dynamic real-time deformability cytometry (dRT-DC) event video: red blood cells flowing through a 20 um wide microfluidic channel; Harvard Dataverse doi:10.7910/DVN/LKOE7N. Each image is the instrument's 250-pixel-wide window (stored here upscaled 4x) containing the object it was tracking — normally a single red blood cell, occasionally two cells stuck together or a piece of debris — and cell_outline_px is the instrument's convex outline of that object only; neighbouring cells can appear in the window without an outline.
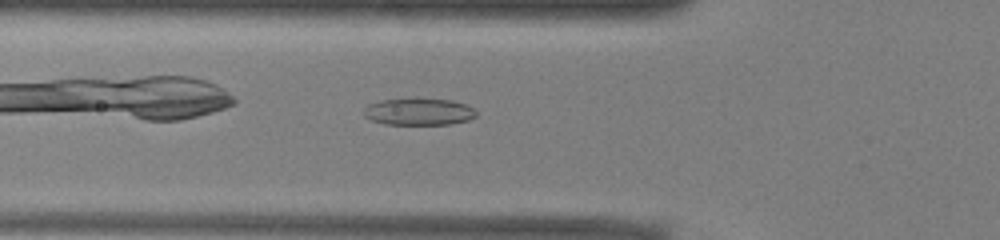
{"species": "common noctule bat (a hibernating species)", "species_latin": "Nyctalus noctula", "temperature_condition": "warm", "stored_images_in_passage": 33, "camera_frame_rate_fps": 3000, "um_per_image_px": 0.085, "animal": {"sex": "male", "body_mass_g": 13.0, "forearm_length_mm": 53.1}, "frame": {"image": 1, "passage_image": 4, "time_ms": 1.0, "image_size_px": [1000, 240], "cell_outline_px": [[476, 116], [468, 120], [448, 124], [384, 124], [372, 120], [364, 116], [364, 108], [368, 104], [380, 100], [416, 96], [452, 100], [464, 104], [472, 108], [476, 112]], "centroid_in_image_um": [35.56, 9.45], "position_along_channel_um": 90.2, "area_um2": 18.15}}
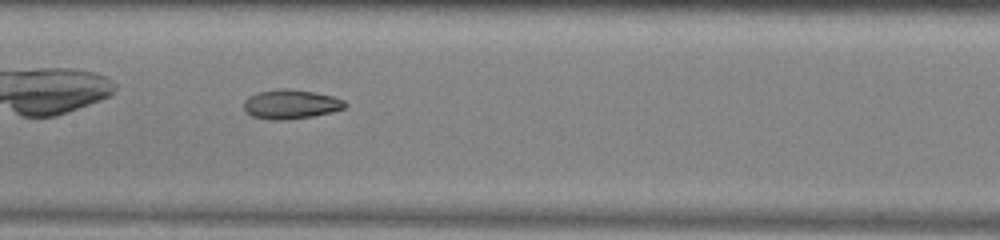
{"frame": {"image": 2, "passage_image": 11, "time_ms": 3.333, "image_size_px": [1000, 240], "cell_outline_px": [[348, 104], [344, 108], [332, 112], [312, 116], [280, 120], [272, 120], [252, 116], [244, 108], [244, 100], [248, 96], [256, 92], [280, 88], [288, 88], [312, 92], [332, 96], [344, 100]], "centroid_in_image_um": [24.71, 8.85], "position_along_channel_um": 182.7, "area_um2": 17.22}}
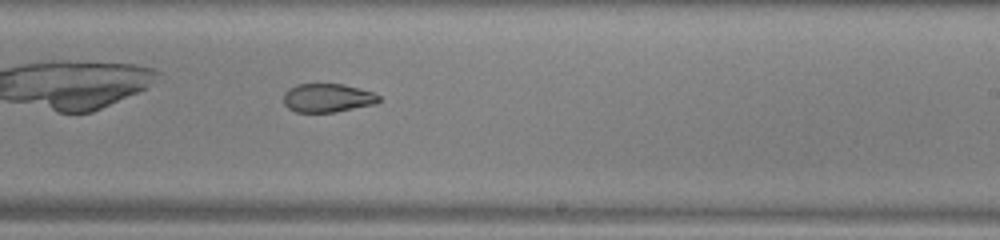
{"frame": {"image": 3, "passage_image": 17, "time_ms": 5.333, "image_size_px": [1000, 240], "cell_outline_px": [[380, 100], [376, 104], [336, 112], [296, 112], [288, 108], [284, 104], [284, 92], [288, 88], [296, 84], [344, 84], [372, 92], [380, 96]], "centroid_in_image_um": [27.83, 8.32], "position_along_channel_um": 261.2, "area_um2": 16.01}, "authors_computed_cell_mechanics": {"area_um2": 17.3978, "velocity_mm_per_s": 3.945, "shape_relaxation_time_tau1_ms": null, "shape_relaxation_time_tau2_ms": 3.4193, "deformation_change_tau1": null, "deformation_change_tau2": 0.098}}